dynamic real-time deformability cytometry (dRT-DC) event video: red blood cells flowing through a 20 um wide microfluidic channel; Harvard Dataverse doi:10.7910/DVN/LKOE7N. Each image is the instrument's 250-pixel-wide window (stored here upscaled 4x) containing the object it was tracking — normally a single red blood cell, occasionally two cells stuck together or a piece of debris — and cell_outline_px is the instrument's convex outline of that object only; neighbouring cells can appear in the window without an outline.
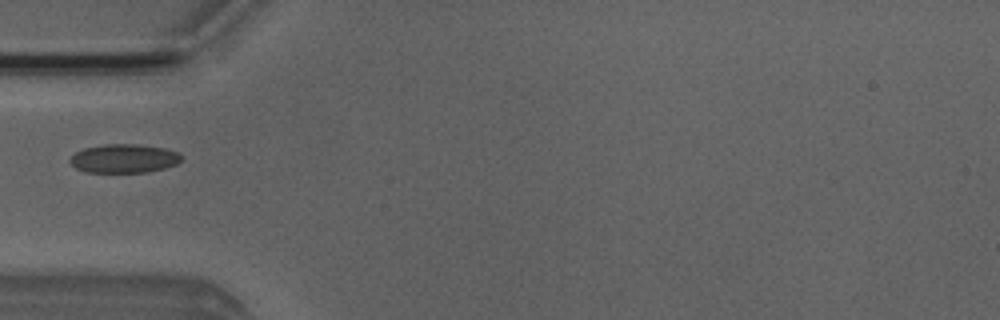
{"species": "Egyptian fruit bat (a non-hibernating species)", "species_latin": "Rousettus aegyptiacus", "temperature_condition": "room temperature", "stored_images_in_passage": 3, "camera_frame_rate_fps": 3000, "um_per_image_px": 0.085, "animal": {"sex": "male"}, "frame": {"image": 1, "passage_image": 3, "time_ms": 2.333, "image_size_px": [1000, 320], "cell_outline_px": [[184, 156], [176, 164], [164, 168], [148, 172], [84, 172], [76, 168], [68, 160], [76, 152], [84, 148], [104, 144], [136, 144], [164, 148], [180, 152]], "centroid_in_image_um": [10.56, 13.47], "position_along_channel_um": 74.4, "area_um2": 18.73}}